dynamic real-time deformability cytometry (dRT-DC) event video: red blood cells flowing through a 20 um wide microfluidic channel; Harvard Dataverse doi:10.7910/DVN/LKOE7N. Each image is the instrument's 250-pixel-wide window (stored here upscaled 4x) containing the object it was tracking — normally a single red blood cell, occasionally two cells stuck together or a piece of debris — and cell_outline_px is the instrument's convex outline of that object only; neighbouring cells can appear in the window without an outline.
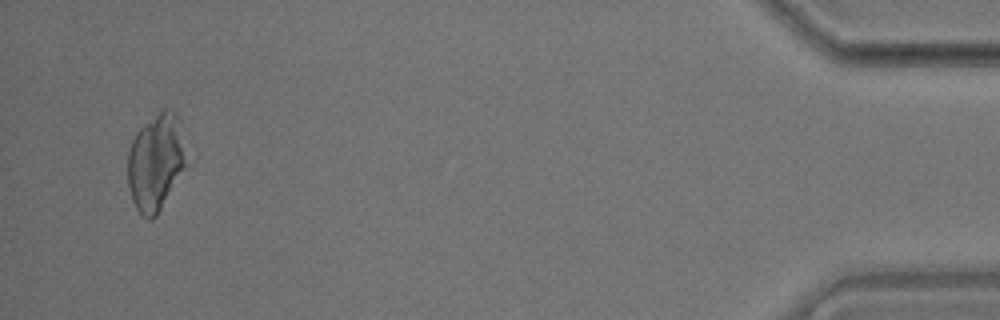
{"species": "common noctule bat (a hibernating species)", "species_latin": "Nyctalus noctula", "temperature_condition": "room temperature", "stored_images_in_passage": 54, "camera_frame_rate_fps": 3000, "um_per_image_px": 0.085, "animal": {"sex": "male", "body_mass_g": 17.9}, "frame": {"image": 1, "passage_image": 52, "time_ms": 17.0, "image_size_px": [1000, 320], "cell_outline_px": [[184, 168], [156, 216], [152, 220], [148, 220], [136, 208], [132, 200], [128, 184], [128, 152], [132, 140], [136, 132], [144, 124], [164, 108], [172, 108], [176, 112], [184, 160]], "centroid_in_image_um": [13.17, 13.8], "position_along_channel_um": 422.0, "area_um2": 31.91}}